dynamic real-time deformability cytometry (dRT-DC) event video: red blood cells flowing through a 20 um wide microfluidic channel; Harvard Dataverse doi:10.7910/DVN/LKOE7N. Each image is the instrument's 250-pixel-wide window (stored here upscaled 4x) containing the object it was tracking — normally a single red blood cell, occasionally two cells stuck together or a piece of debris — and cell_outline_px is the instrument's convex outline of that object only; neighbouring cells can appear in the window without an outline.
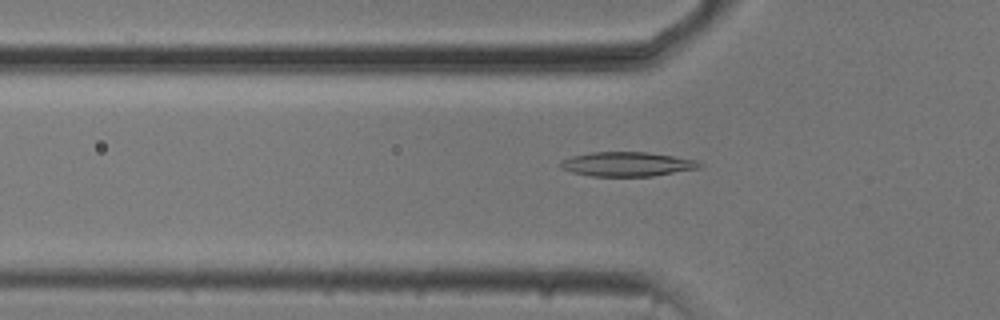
{"species": "common noctule bat (a hibernating species)", "species_latin": "Nyctalus noctula", "temperature_condition": "cold", "stored_images_in_passage": 53, "camera_frame_rate_fps": 3000, "um_per_image_px": 0.085, "animal": {"sex": "male", "body_mass_g": 20.5, "forearm_length_mm": 52.5}, "frame": {"image": 1, "passage_image": 17, "time_ms": 5.333, "image_size_px": [1000, 320], "cell_outline_px": [[704, 164], [700, 168], [652, 176], [592, 176], [572, 172], [560, 168], [560, 160], [572, 156], [592, 152], [648, 152], [696, 160]], "centroid_in_image_um": [53.3, 13.95], "position_along_channel_um": 72.5, "area_um2": 19.71}}
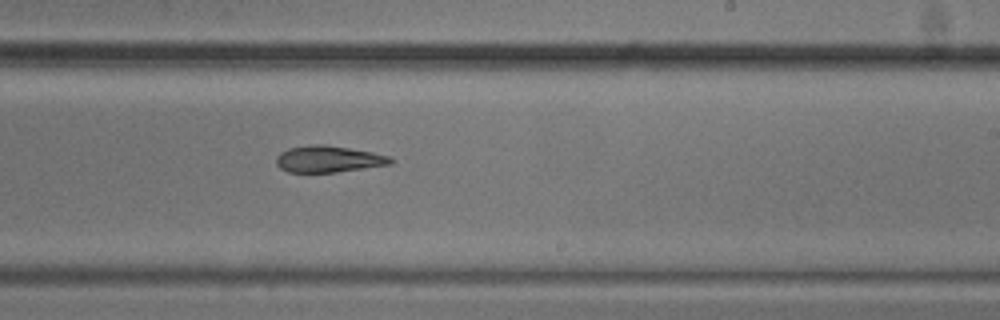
{"frame": {"image": 2, "passage_image": 32, "time_ms": 10.333, "image_size_px": [1000, 320], "cell_outline_px": [[396, 160], [392, 164], [336, 172], [288, 172], [280, 168], [276, 164], [276, 156], [280, 152], [288, 148], [316, 144], [324, 144], [372, 152], [392, 156]], "centroid_in_image_um": [27.94, 13.52], "position_along_channel_um": 261.1, "area_um2": 17.8}}
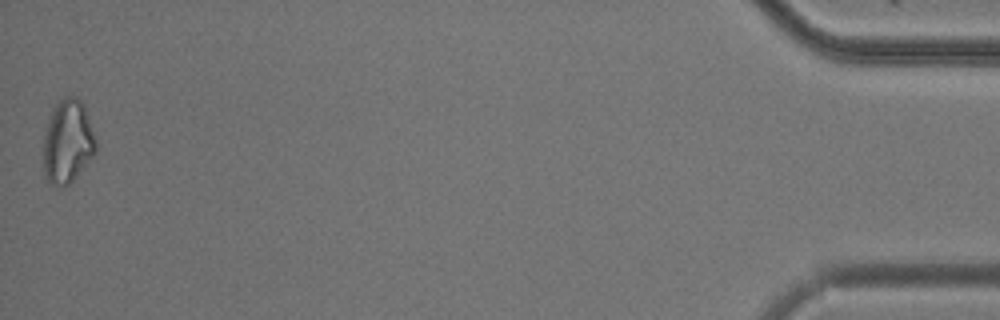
{"frame": {"image": 3, "passage_image": 53, "time_ms": 17.333, "image_size_px": [1000, 320], "cell_outline_px": [[96, 152], [76, 176], [64, 188], [52, 184], [44, 176], [44, 136], [48, 116], [52, 108], [64, 96], [76, 96], [84, 104], [96, 140]], "centroid_in_image_um": [5.74, 12.01], "position_along_channel_um": 429.5, "area_um2": 25.61}, "authors_computed_cell_mechanics": {"area_um2": 19.7098, "velocity_mm_per_s": 3.7501, "shape_relaxation_time_tau1_ms": 3.8894, "shape_relaxation_time_tau2_ms": 7.2889, "deformation_change_tau1": 0.1126, "deformation_change_tau2": 0.1681}}